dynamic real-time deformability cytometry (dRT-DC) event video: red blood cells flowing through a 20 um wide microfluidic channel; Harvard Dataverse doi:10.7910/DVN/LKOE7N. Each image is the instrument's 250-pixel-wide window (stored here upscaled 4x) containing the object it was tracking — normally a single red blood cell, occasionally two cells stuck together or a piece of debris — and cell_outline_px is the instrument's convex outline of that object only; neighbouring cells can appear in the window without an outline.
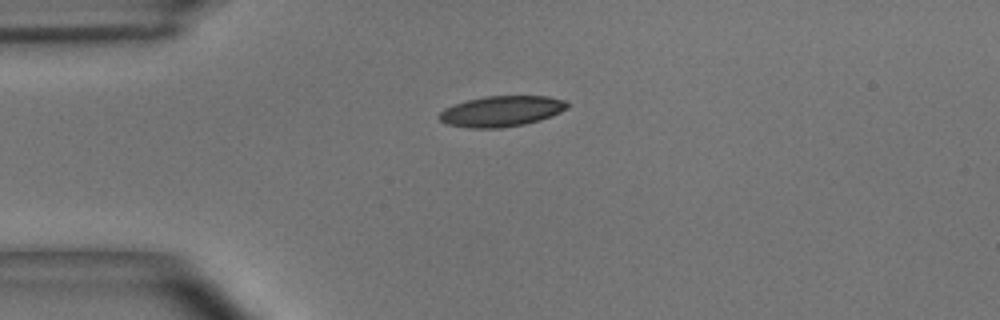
{"species": "common noctule bat (a hibernating species)", "species_latin": "Nyctalus noctula", "temperature_condition": "room temperature", "stored_images_in_passage": 2, "camera_frame_rate_fps": 3000, "um_per_image_px": 0.085, "animal": {"sex": "male", "body_mass_g": 15.6}, "frame": {"image": 1, "passage_image": 2, "time_ms": 0.333, "image_size_px": [1000, 320], "cell_outline_px": [[568, 108], [552, 116], [540, 120], [524, 124], [500, 128], [468, 128], [448, 124], [440, 120], [440, 112], [444, 108], [468, 100], [484, 96], [548, 96], [564, 100], [568, 104]], "centroid_in_image_um": [42.64, 9.45], "position_along_channel_um": 42.4, "area_um2": 22.77}}